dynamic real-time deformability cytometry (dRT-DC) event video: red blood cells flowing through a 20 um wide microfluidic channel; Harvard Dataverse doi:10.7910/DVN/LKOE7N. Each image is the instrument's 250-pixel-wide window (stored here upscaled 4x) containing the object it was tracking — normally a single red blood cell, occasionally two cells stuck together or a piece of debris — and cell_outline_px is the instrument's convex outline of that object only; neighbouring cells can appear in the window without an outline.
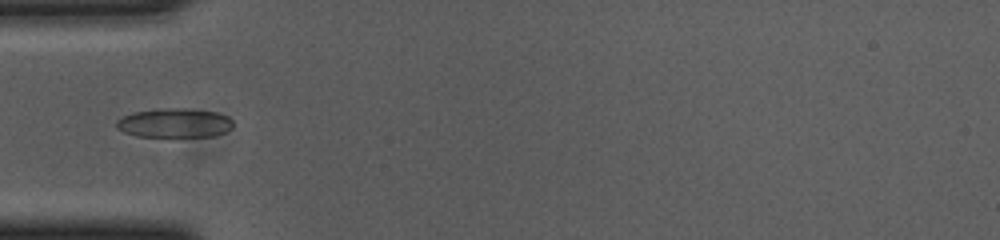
{"species": "common noctule bat (a hibernating species)", "species_latin": "Nyctalus noctula", "temperature_condition": "cold", "stored_images_in_passage": 39, "camera_frame_rate_fps": 3000, "um_per_image_px": 0.085, "animal": {"sex": "female", "body_mass_g": 23.0, "forearm_length_mm": 53.4}, "frame": {"image": 1, "passage_image": 1, "time_ms": 0.0, "image_size_px": [1000, 240], "cell_outline_px": [[232, 128], [224, 132], [212, 136], [136, 136], [124, 132], [116, 128], [116, 120], [132, 112], [160, 108], [184, 108], [216, 112], [228, 116], [232, 120]], "centroid_in_image_um": [14.81, 10.44], "position_along_channel_um": 70.2, "area_um2": 19.83}}
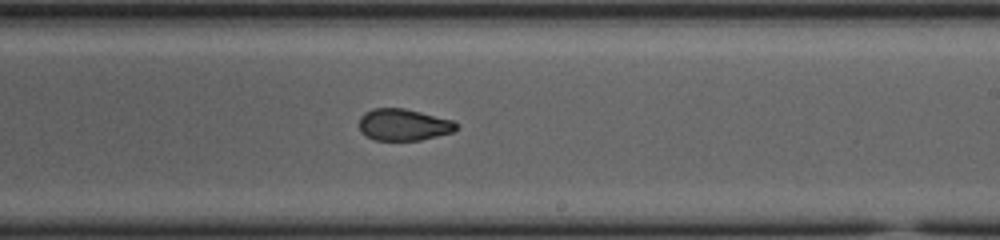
{"frame": {"image": 2, "passage_image": 16, "time_ms": 5.0, "image_size_px": [1000, 240], "cell_outline_px": [[456, 128], [452, 132], [420, 140], [376, 140], [360, 132], [360, 116], [364, 112], [372, 108], [404, 108], [452, 120], [456, 124]], "centroid_in_image_um": [34.26, 10.59], "position_along_channel_um": 254.7, "area_um2": 17.74}}
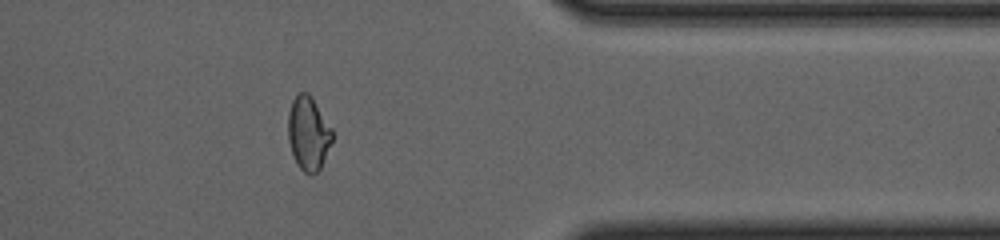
{"frame": {"image": 3, "passage_image": 28, "time_ms": 9.0, "image_size_px": [1000, 240], "cell_outline_px": [[332, 140], [320, 168], [312, 176], [304, 172], [300, 168], [292, 152], [288, 140], [288, 112], [292, 100], [300, 92], [308, 92], [312, 96], [332, 128]], "centroid_in_image_um": [26.2, 11.3], "position_along_channel_um": 385.2, "area_um2": 18.9}, "authors_computed_cell_mechanics": {"area_um2": 19.1896, "velocity_mm_per_s": 3.6844, "shape_relaxation_time_tau1_ms": 9.1203, "shape_relaxation_time_tau2_ms": 2.1157, "deformation_change_tau1": 0.1926, "deformation_change_tau2": 0.0629}}